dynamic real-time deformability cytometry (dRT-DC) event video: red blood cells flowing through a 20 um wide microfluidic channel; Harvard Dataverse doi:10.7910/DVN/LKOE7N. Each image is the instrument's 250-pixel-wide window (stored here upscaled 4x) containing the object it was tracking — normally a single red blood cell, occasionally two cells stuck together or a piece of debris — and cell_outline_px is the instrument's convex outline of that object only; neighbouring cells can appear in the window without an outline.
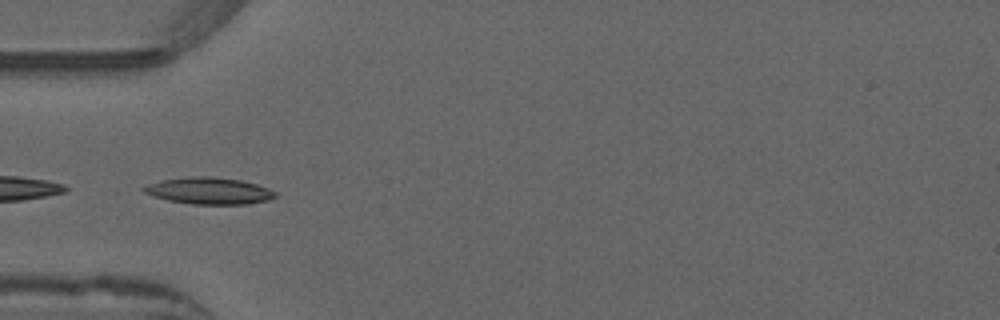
{"species": "common noctule bat (a hibernating species)", "species_latin": "Nyctalus noctula", "temperature_condition": "warm", "stored_images_in_passage": 37, "camera_frame_rate_fps": 3000, "um_per_image_px": 0.085, "animal": {"sex": "male", "forearm_length_mm": 52.5}, "frame": {"image": 1, "passage_image": 1, "time_ms": 0.0, "image_size_px": [1000, 320], "cell_outline_px": [[276, 196], [268, 200], [248, 204], [192, 204], [168, 200], [152, 196], [144, 192], [140, 188], [148, 184], [160, 180], [188, 176], [208, 176], [240, 180], [256, 184], [268, 188], [276, 192]], "centroid_in_image_um": [17.73, 16.21], "position_along_channel_um": 67.3, "area_um2": 20.52}, "authors_computed_cell_mechanics": {"area_um2": 17.9758, "velocity_mm_per_s": 3.879, "shape_relaxation_time_tau1_ms": 6.7761, "shape_relaxation_time_tau2_ms": 5.722, "deformation_change_tau1": 0.2028, "deformation_change_tau2": 0.0963}}